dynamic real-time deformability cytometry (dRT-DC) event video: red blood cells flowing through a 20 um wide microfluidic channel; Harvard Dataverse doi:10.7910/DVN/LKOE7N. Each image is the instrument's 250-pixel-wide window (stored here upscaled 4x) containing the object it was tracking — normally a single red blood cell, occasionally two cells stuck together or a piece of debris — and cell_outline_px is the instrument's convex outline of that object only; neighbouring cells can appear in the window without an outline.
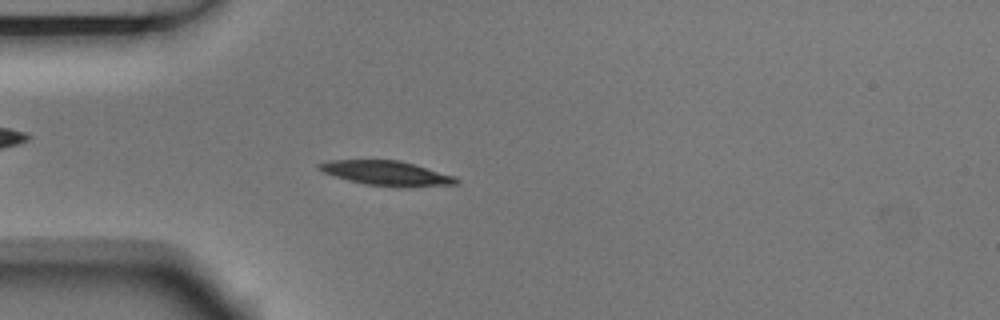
{"species": "Egyptian fruit bat (a non-hibernating species)", "species_latin": "Rousettus aegyptiacus", "temperature_condition": "room temperature", "stored_images_in_passage": 54, "camera_frame_rate_fps": 3000, "um_per_image_px": 0.085, "animal": {"sex": "male"}, "frame": {"image": 1, "passage_image": 15, "time_ms": 4.667, "image_size_px": [1000, 320], "cell_outline_px": [[460, 184], [404, 188], [396, 188], [364, 184], [348, 180], [324, 172], [316, 168], [316, 164], [328, 160], [400, 160], [456, 176], [460, 180]], "centroid_in_image_um": [32.91, 14.74], "position_along_channel_um": 52.1, "area_um2": 20.11}}
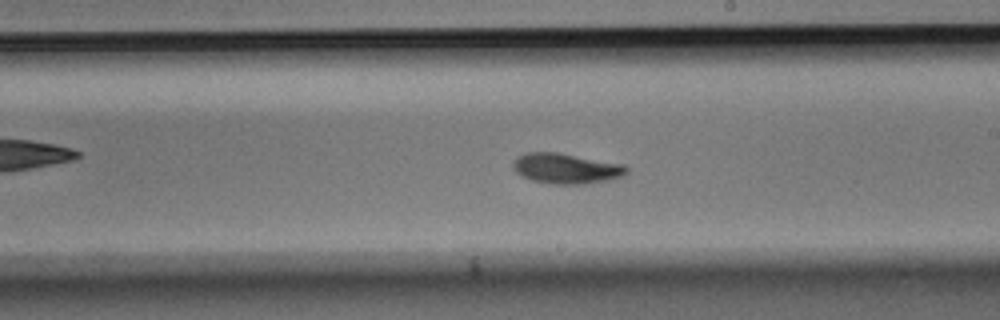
{"frame": {"image": 2, "passage_image": 31, "time_ms": 10.0, "image_size_px": [1000, 320], "cell_outline_px": [[628, 172], [624, 176], [608, 180], [584, 184], [552, 184], [532, 180], [520, 176], [512, 168], [512, 164], [516, 156], [524, 152], [560, 152], [624, 164], [628, 168]], "centroid_in_image_um": [48.1, 14.31], "position_along_channel_um": 240.9, "area_um2": 20.46}}
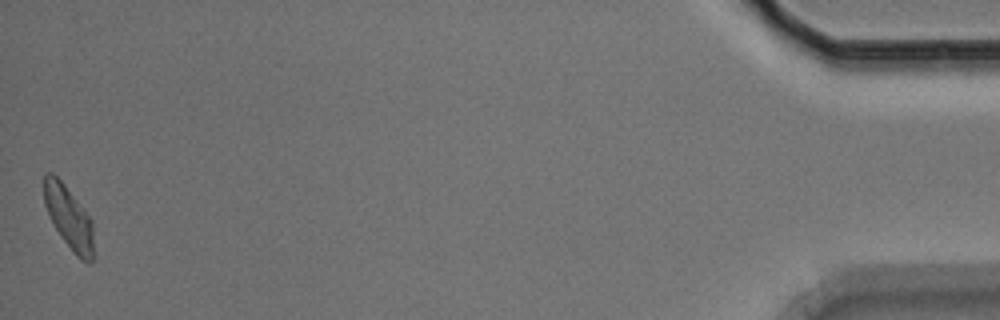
{"frame": {"image": 3, "passage_image": 54, "time_ms": 17.667, "image_size_px": [1000, 320], "cell_outline_px": [[92, 264], [88, 264], [80, 260], [72, 252], [60, 236], [44, 204], [44, 172], [52, 172], [64, 184], [92, 220]], "centroid_in_image_um": [5.84, 18.51], "position_along_channel_um": 429.4, "area_um2": 17.92}, "authors_computed_cell_mechanics": {"area_um2": 19.0162, "velocity_mm_per_s": 3.6872, "shape_relaxation_time_tau1_ms": 3.3649, "shape_relaxation_time_tau2_ms": 6.5248, "deformation_change_tau1": 0.1368, "deformation_change_tau2": 0.1231}}